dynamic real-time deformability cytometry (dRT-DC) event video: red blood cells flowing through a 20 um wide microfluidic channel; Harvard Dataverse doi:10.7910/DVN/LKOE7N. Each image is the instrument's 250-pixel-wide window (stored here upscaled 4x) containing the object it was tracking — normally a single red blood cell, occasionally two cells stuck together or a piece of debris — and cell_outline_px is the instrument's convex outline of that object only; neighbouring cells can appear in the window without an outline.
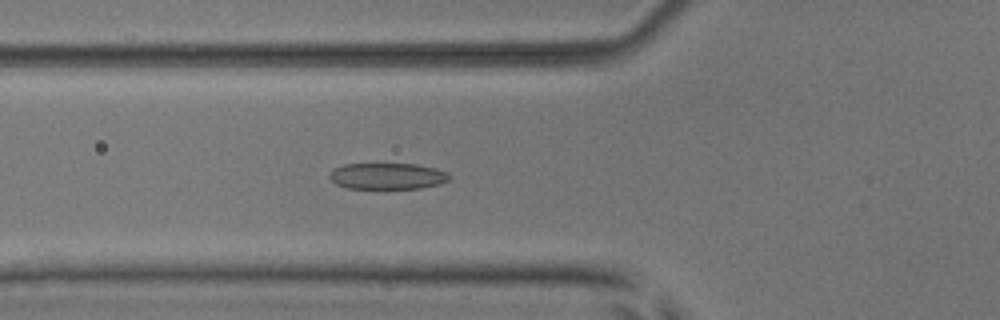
{"species": "common noctule bat (a hibernating species)", "species_latin": "Nyctalus noctula", "temperature_condition": "room temperature", "stored_images_in_passage": 53, "camera_frame_rate_fps": 3000, "um_per_image_px": 0.085, "animal": {"sex": "male", "body_mass_g": 17.9, "forearm_length_mm": 54.2}, "frame": {"image": 1, "passage_image": 20, "time_ms": 6.333, "image_size_px": [1000, 320], "cell_outline_px": [[452, 176], [448, 180], [440, 184], [420, 188], [348, 188], [336, 184], [328, 176], [336, 168], [344, 164], [416, 164], [436, 168], [448, 172]], "centroid_in_image_um": [32.98, 14.96], "position_along_channel_um": 92.8, "area_um2": 18.26}}
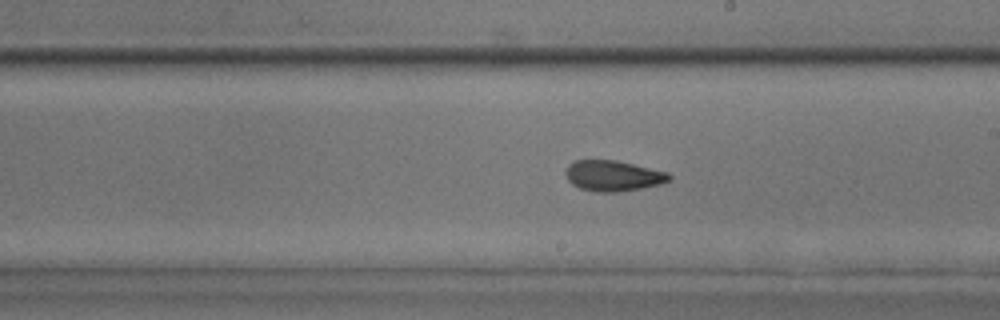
{"frame": {"image": 2, "passage_image": 31, "time_ms": 10.0, "image_size_px": [1000, 320], "cell_outline_px": [[672, 180], [660, 184], [640, 188], [616, 192], [596, 192], [580, 188], [572, 184], [568, 180], [564, 172], [568, 164], [576, 160], [616, 160], [668, 172], [672, 176]], "centroid_in_image_um": [52.11, 14.94], "position_along_channel_um": 236.9, "area_um2": 18.55}}
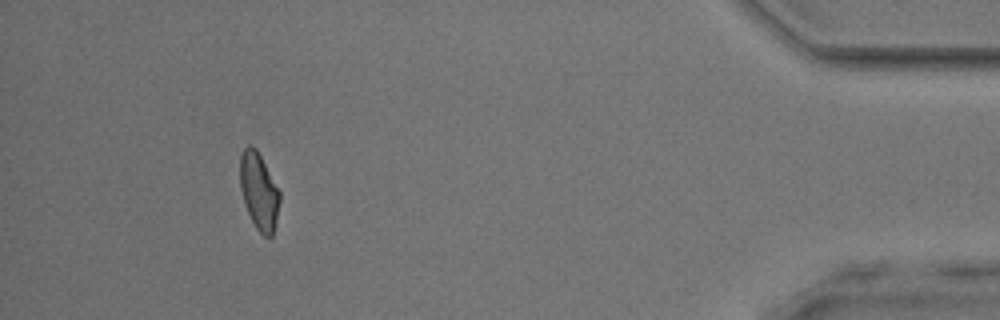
{"frame": {"image": 3, "passage_image": 49, "time_ms": 16.0, "image_size_px": [1000, 320], "cell_outline_px": [[280, 200], [276, 224], [272, 236], [264, 236], [256, 228], [244, 204], [240, 188], [240, 156], [244, 148], [248, 144], [252, 144], [256, 148], [280, 192]], "centroid_in_image_um": [22.0, 16.24], "position_along_channel_um": 413.2, "area_um2": 17.74}, "authors_computed_cell_mechanics": {"area_um2": 18.6116, "velocity_mm_per_s": 3.9405, "shape_relaxation_time_tau1_ms": 3.761, "shape_relaxation_time_tau2_ms": 1.3774, "deformation_change_tau1": 0.1468, "deformation_change_tau2": 0.0806}}